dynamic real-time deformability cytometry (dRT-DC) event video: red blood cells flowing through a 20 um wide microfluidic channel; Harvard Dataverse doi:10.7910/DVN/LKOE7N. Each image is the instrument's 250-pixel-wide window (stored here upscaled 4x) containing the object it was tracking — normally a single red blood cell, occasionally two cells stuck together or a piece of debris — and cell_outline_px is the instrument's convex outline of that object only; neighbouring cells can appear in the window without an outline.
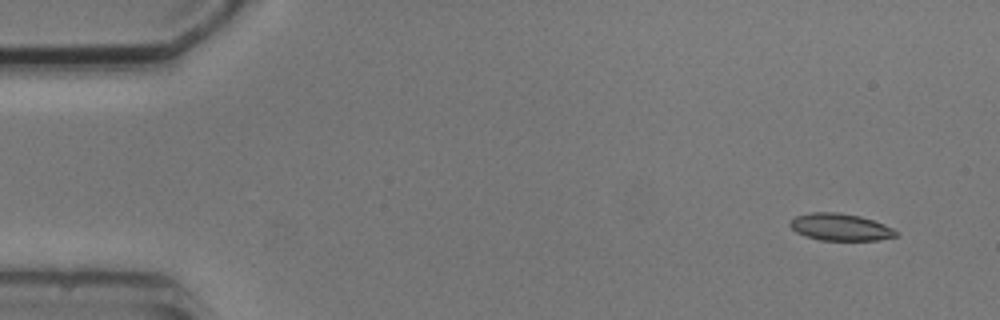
{"species": "common noctule bat (a hibernating species)", "species_latin": "Nyctalus noctula", "temperature_condition": "cold", "stored_images_in_passage": 4, "camera_frame_rate_fps": 3000, "um_per_image_px": 0.085, "animal": {"sex": "male", "body_mass_g": 20.5, "forearm_length_mm": 52.5}, "frame": {"image": 1, "passage_image": 1, "time_ms": 0.0, "image_size_px": [1000, 320], "cell_outline_px": [[900, 236], [876, 240], [820, 240], [804, 236], [796, 232], [788, 224], [796, 216], [812, 212], [836, 212], [860, 216], [884, 224], [900, 232]], "centroid_in_image_um": [71.45, 19.31], "position_along_channel_um": 13.5, "area_um2": 16.76}}
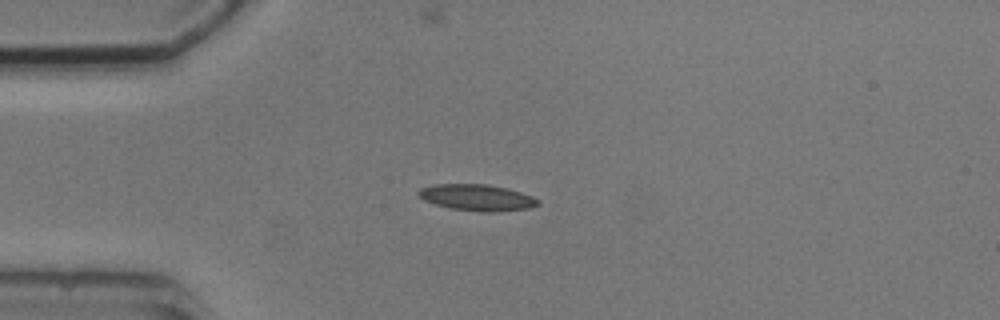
{"frame": {"image": 2, "passage_image": 4, "time_ms": 3.333, "image_size_px": [1000, 320], "cell_outline_px": [[540, 204], [528, 208], [496, 212], [480, 212], [452, 208], [436, 204], [424, 200], [416, 192], [420, 188], [432, 184], [488, 184], [520, 192], [532, 196], [540, 200]], "centroid_in_image_um": [40.54, 16.79], "position_along_channel_um": 44.5, "area_um2": 18.26}}